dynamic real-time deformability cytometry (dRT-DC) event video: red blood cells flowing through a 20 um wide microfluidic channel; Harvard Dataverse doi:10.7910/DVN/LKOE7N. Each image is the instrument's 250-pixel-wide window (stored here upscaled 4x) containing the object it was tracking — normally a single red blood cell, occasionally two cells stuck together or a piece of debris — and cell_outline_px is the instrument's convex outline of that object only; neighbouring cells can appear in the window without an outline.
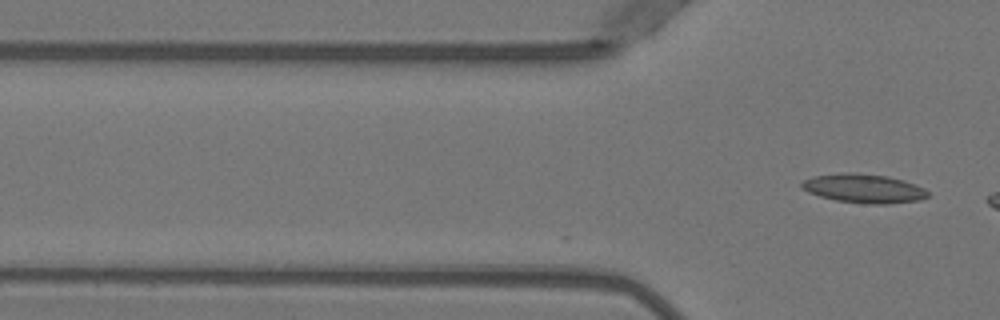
{"species": "Egyptian fruit bat (a non-hibernating species)", "species_latin": "Rousettus aegyptiacus", "temperature_condition": "warm", "stored_images_in_passage": 11, "camera_frame_rate_fps": 3000, "um_per_image_px": 0.085, "animal": {"sex": "female"}, "frame": {"image": 1, "passage_image": 11, "time_ms": 3.333, "image_size_px": [1000, 320], "cell_outline_px": [[928, 196], [920, 200], [888, 204], [864, 204], [836, 200], [820, 196], [808, 192], [800, 188], [800, 184], [804, 180], [812, 176], [844, 172], [852, 172], [888, 176], [904, 180], [924, 188], [928, 192]], "centroid_in_image_um": [73.4, 16.01], "position_along_channel_um": 52.4, "area_um2": 21.44}}